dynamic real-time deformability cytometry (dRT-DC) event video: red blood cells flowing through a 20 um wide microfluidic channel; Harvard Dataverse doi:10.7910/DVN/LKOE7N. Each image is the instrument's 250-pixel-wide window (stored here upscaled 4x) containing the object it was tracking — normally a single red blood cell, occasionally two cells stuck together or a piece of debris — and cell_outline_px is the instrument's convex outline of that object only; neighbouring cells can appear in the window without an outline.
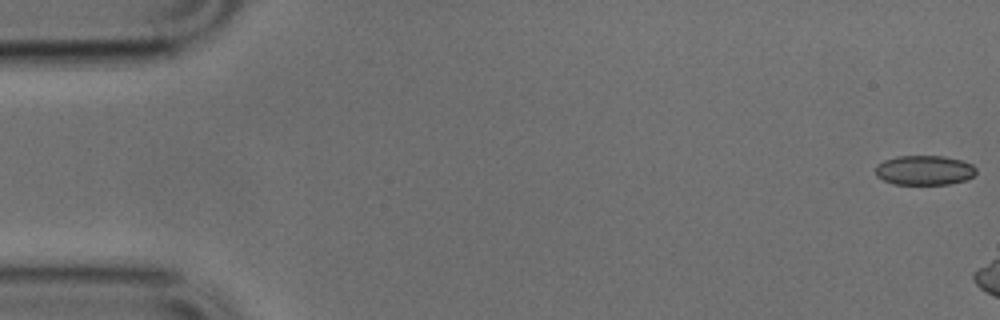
{"species": "common noctule bat (a hibernating species)", "species_latin": "Nyctalus noctula", "temperature_condition": "cold", "stored_images_in_passage": 11, "camera_frame_rate_fps": 3000, "um_per_image_px": 0.085, "animal": {"sex": "male", "body_mass_g": 17.9, "forearm_length_mm": 54.2}, "frame": {"image": 1, "passage_image": 1, "time_ms": 0.0, "image_size_px": [1000, 320], "cell_outline_px": [[976, 172], [972, 176], [964, 180], [948, 184], [896, 184], [884, 180], [876, 176], [876, 164], [884, 160], [896, 156], [944, 156], [964, 160], [972, 164], [976, 168]], "centroid_in_image_um": [78.57, 14.45], "position_along_channel_um": 6.4, "area_um2": 17.4}}